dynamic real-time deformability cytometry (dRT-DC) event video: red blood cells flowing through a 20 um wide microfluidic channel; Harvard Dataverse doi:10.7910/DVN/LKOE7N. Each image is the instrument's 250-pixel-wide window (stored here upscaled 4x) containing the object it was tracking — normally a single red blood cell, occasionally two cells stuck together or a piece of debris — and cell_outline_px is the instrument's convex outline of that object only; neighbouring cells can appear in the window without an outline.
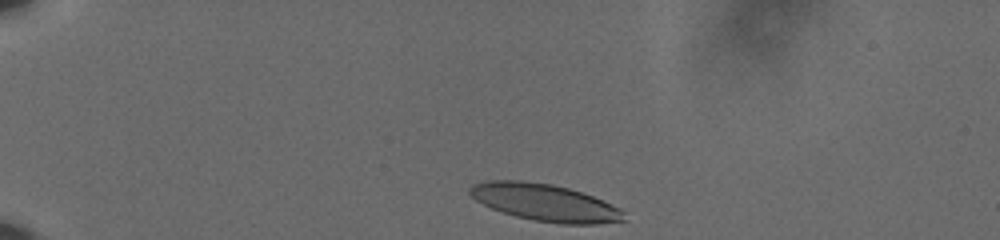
{"species": "human", "species_latin": "Homo sapiens", "temperature_condition": "cold", "stored_images_in_passage": 41, "camera_frame_rate_fps": 3000, "um_per_image_px": 0.085, "donor": {"sex": "male"}, "frame": {"image": 1, "passage_image": 1, "time_ms": 0.0, "image_size_px": [1000, 240], "cell_outline_px": [[628, 220], [596, 224], [560, 224], [532, 220], [516, 216], [492, 208], [476, 200], [468, 192], [468, 188], [472, 184], [488, 180], [520, 180], [552, 184], [568, 188], [592, 196], [620, 208], [624, 212]], "centroid_in_image_um": [46.33, 17.21], "position_along_channel_um": 38.7, "area_um2": 33.29}}
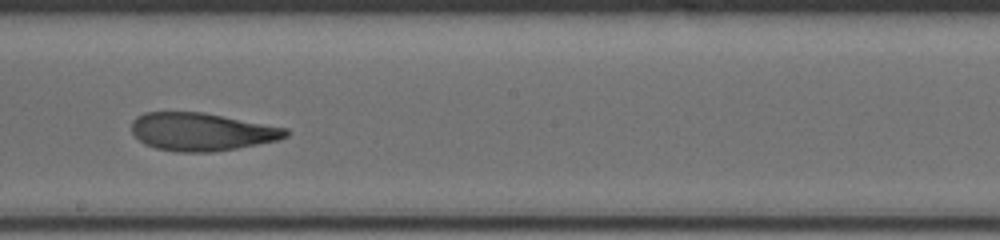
{"frame": {"image": 2, "passage_image": 23, "time_ms": 7.333, "image_size_px": [1000, 240], "cell_outline_px": [[288, 136], [280, 140], [216, 152], [176, 152], [156, 148], [144, 144], [132, 132], [132, 120], [136, 116], [144, 112], [200, 112], [288, 128]], "centroid_in_image_um": [17.13, 11.21], "position_along_channel_um": 231.1, "area_um2": 34.1}}
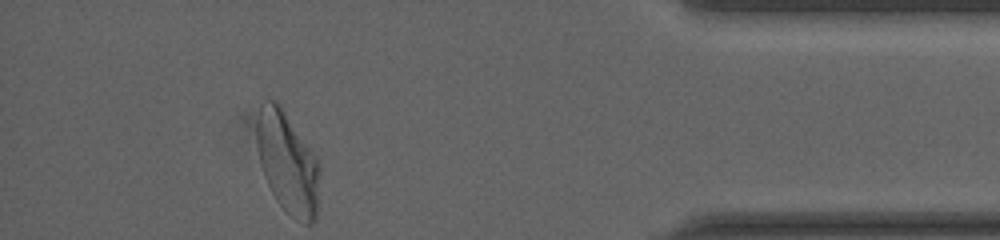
{"frame": {"image": 3, "passage_image": 41, "time_ms": 13.333, "image_size_px": [1000, 240], "cell_outline_px": [[320, 172], [316, 220], [312, 224], [304, 224], [296, 220], [276, 200], [268, 184], [260, 164], [256, 144], [256, 100], [260, 96], [268, 96], [276, 100], [280, 104], [320, 160]], "centroid_in_image_um": [24.41, 13.69], "position_along_channel_um": 410.8, "area_um2": 38.67}, "authors_computed_cell_mechanics": {"area_um2": 34.7956, "velocity_mm_per_s": 3.6062, "shape_relaxation_time_tau1_ms": 8.6209, "shape_relaxation_time_tau2_ms": 1.7011, "deformation_change_tau1": 0.2611, "deformation_change_tau2": 0.0985}}